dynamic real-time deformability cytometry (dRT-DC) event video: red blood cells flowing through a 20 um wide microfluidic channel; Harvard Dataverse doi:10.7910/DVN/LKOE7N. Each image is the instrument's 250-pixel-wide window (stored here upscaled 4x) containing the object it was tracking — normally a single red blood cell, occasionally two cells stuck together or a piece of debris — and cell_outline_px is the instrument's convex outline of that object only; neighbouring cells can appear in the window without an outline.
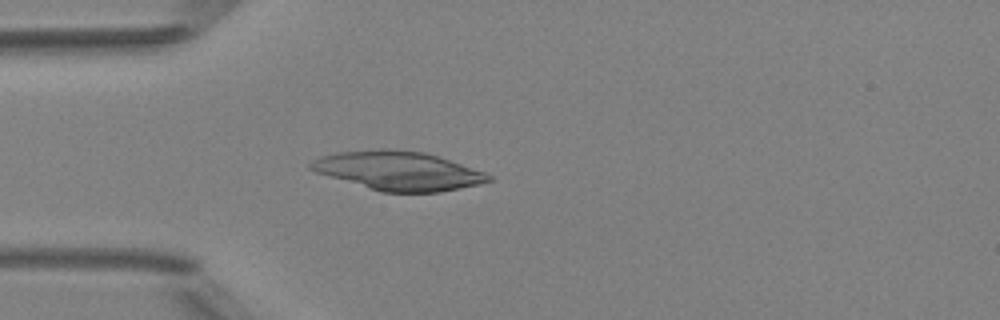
{"species": "Egyptian fruit bat (a non-hibernating species)", "species_latin": "Rousettus aegyptiacus", "temperature_condition": "room temperature", "stored_images_in_passage": 5, "camera_frame_rate_fps": 3000, "um_per_image_px": 0.085, "animal": {"sex": "female"}, "frame": {"image": 1, "passage_image": 5, "time_ms": 4.333, "image_size_px": [1000, 320], "cell_outline_px": [[492, 180], [480, 184], [440, 192], [380, 192], [316, 172], [308, 168], [308, 164], [312, 160], [320, 156], [336, 152], [380, 148], [396, 148], [424, 152], [484, 172], [492, 176]], "centroid_in_image_um": [33.8, 14.5], "position_along_channel_um": 51.2, "area_um2": 40.29}}